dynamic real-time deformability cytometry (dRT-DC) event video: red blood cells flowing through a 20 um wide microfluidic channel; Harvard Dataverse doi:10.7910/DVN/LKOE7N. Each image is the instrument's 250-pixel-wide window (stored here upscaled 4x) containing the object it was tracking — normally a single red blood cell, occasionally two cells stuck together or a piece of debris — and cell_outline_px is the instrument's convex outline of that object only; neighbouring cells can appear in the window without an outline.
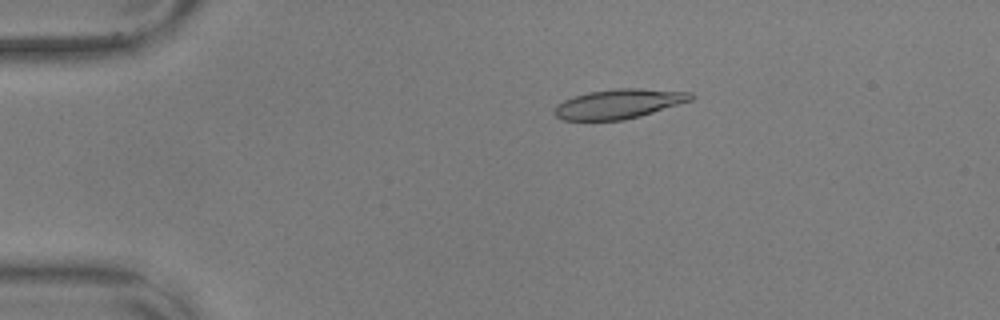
{"species": "common noctule bat (a hibernating species)", "species_latin": "Nyctalus noctula", "temperature_condition": "warm", "stored_images_in_passage": 18, "camera_frame_rate_fps": 3000, "um_per_image_px": 0.085, "animal": {"sex": "male", "body_mass_g": 17.9, "forearm_length_mm": 54.2}, "frame": {"image": 1, "passage_image": 11, "time_ms": 3.333, "image_size_px": [1000, 320], "cell_outline_px": [[696, 96], [692, 100], [640, 116], [624, 120], [564, 120], [556, 116], [552, 112], [556, 104], [564, 100], [588, 92], [616, 88], [640, 88], [692, 92]], "centroid_in_image_um": [52.61, 8.82], "position_along_channel_um": 32.4, "area_um2": 23.52}}